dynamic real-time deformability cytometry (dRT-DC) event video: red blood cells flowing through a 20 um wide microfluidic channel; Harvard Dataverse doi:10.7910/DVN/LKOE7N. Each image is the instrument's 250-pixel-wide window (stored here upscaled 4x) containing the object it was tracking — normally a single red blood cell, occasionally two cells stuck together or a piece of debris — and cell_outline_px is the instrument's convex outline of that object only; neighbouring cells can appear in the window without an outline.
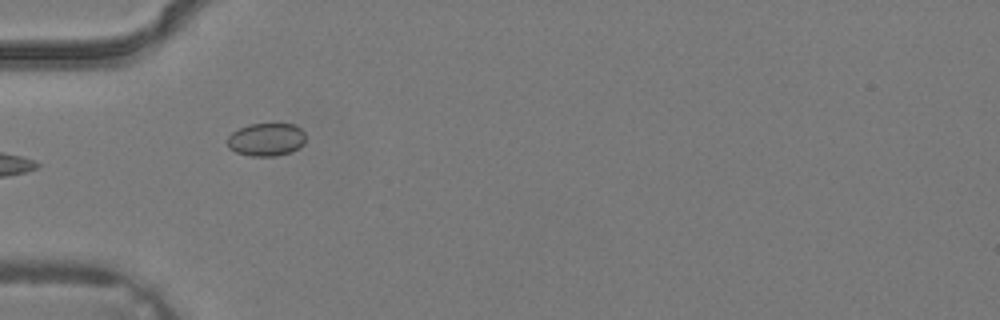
{"species": "common noctule bat (a hibernating species)", "species_latin": "Nyctalus noctula", "temperature_condition": "warm", "stored_images_in_passage": 3, "camera_frame_rate_fps": 3000, "um_per_image_px": 0.085, "animal": {"sex": "male", "body_mass_g": 19.2, "forearm_length_mm": 51.8}, "frame": {"image": 1, "passage_image": 2, "time_ms": 0.333, "image_size_px": [1000, 320], "cell_outline_px": [[304, 144], [300, 148], [292, 152], [276, 156], [252, 156], [236, 152], [228, 148], [228, 136], [232, 132], [248, 124], [292, 124], [300, 128], [304, 132]], "centroid_in_image_um": [22.64, 11.87], "position_along_channel_um": 62.4, "area_um2": 15.09}}